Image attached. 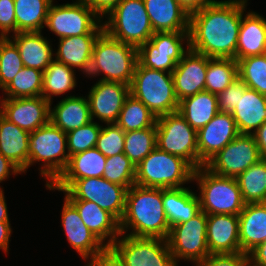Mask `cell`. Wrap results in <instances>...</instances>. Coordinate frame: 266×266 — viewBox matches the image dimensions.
Returning <instances> with one entry per match:
<instances>
[{
  "mask_svg": "<svg viewBox=\"0 0 266 266\" xmlns=\"http://www.w3.org/2000/svg\"><path fill=\"white\" fill-rule=\"evenodd\" d=\"M65 192L67 200L92 201L112 214L119 222L123 218L128 188L103 177L76 180Z\"/></svg>",
  "mask_w": 266,
  "mask_h": 266,
  "instance_id": "cell-12",
  "label": "cell"
},
{
  "mask_svg": "<svg viewBox=\"0 0 266 266\" xmlns=\"http://www.w3.org/2000/svg\"><path fill=\"white\" fill-rule=\"evenodd\" d=\"M29 134L0 114V153L22 173L28 169Z\"/></svg>",
  "mask_w": 266,
  "mask_h": 266,
  "instance_id": "cell-30",
  "label": "cell"
},
{
  "mask_svg": "<svg viewBox=\"0 0 266 266\" xmlns=\"http://www.w3.org/2000/svg\"><path fill=\"white\" fill-rule=\"evenodd\" d=\"M105 157L96 147L70 156L68 165L49 190H67L76 180L103 177Z\"/></svg>",
  "mask_w": 266,
  "mask_h": 266,
  "instance_id": "cell-20",
  "label": "cell"
},
{
  "mask_svg": "<svg viewBox=\"0 0 266 266\" xmlns=\"http://www.w3.org/2000/svg\"><path fill=\"white\" fill-rule=\"evenodd\" d=\"M16 34V16L14 0H0V34L5 38Z\"/></svg>",
  "mask_w": 266,
  "mask_h": 266,
  "instance_id": "cell-49",
  "label": "cell"
},
{
  "mask_svg": "<svg viewBox=\"0 0 266 266\" xmlns=\"http://www.w3.org/2000/svg\"><path fill=\"white\" fill-rule=\"evenodd\" d=\"M247 255L248 266H266V241L256 246Z\"/></svg>",
  "mask_w": 266,
  "mask_h": 266,
  "instance_id": "cell-52",
  "label": "cell"
},
{
  "mask_svg": "<svg viewBox=\"0 0 266 266\" xmlns=\"http://www.w3.org/2000/svg\"><path fill=\"white\" fill-rule=\"evenodd\" d=\"M21 173L22 171L16 165L0 153V183L8 179L9 175Z\"/></svg>",
  "mask_w": 266,
  "mask_h": 266,
  "instance_id": "cell-53",
  "label": "cell"
},
{
  "mask_svg": "<svg viewBox=\"0 0 266 266\" xmlns=\"http://www.w3.org/2000/svg\"><path fill=\"white\" fill-rule=\"evenodd\" d=\"M163 205L170 228L189 221L201 211L196 192L188 187L163 189Z\"/></svg>",
  "mask_w": 266,
  "mask_h": 266,
  "instance_id": "cell-31",
  "label": "cell"
},
{
  "mask_svg": "<svg viewBox=\"0 0 266 266\" xmlns=\"http://www.w3.org/2000/svg\"><path fill=\"white\" fill-rule=\"evenodd\" d=\"M138 62L146 68L170 73L176 67L169 54L159 53L150 41L138 48Z\"/></svg>",
  "mask_w": 266,
  "mask_h": 266,
  "instance_id": "cell-46",
  "label": "cell"
},
{
  "mask_svg": "<svg viewBox=\"0 0 266 266\" xmlns=\"http://www.w3.org/2000/svg\"><path fill=\"white\" fill-rule=\"evenodd\" d=\"M248 0H214L190 13L189 48L210 58H233Z\"/></svg>",
  "mask_w": 266,
  "mask_h": 266,
  "instance_id": "cell-1",
  "label": "cell"
},
{
  "mask_svg": "<svg viewBox=\"0 0 266 266\" xmlns=\"http://www.w3.org/2000/svg\"><path fill=\"white\" fill-rule=\"evenodd\" d=\"M149 41L159 53L169 54V57L177 64L189 50V31L157 32ZM183 43H186L187 49L184 48Z\"/></svg>",
  "mask_w": 266,
  "mask_h": 266,
  "instance_id": "cell-42",
  "label": "cell"
},
{
  "mask_svg": "<svg viewBox=\"0 0 266 266\" xmlns=\"http://www.w3.org/2000/svg\"><path fill=\"white\" fill-rule=\"evenodd\" d=\"M143 1L155 33L189 31L190 14L177 0Z\"/></svg>",
  "mask_w": 266,
  "mask_h": 266,
  "instance_id": "cell-23",
  "label": "cell"
},
{
  "mask_svg": "<svg viewBox=\"0 0 266 266\" xmlns=\"http://www.w3.org/2000/svg\"><path fill=\"white\" fill-rule=\"evenodd\" d=\"M105 18L103 27L109 36L136 48L155 33L143 0H121Z\"/></svg>",
  "mask_w": 266,
  "mask_h": 266,
  "instance_id": "cell-8",
  "label": "cell"
},
{
  "mask_svg": "<svg viewBox=\"0 0 266 266\" xmlns=\"http://www.w3.org/2000/svg\"><path fill=\"white\" fill-rule=\"evenodd\" d=\"M178 112L198 131L219 112L217 94L202 91L186 97L179 101Z\"/></svg>",
  "mask_w": 266,
  "mask_h": 266,
  "instance_id": "cell-32",
  "label": "cell"
},
{
  "mask_svg": "<svg viewBox=\"0 0 266 266\" xmlns=\"http://www.w3.org/2000/svg\"><path fill=\"white\" fill-rule=\"evenodd\" d=\"M0 114L31 133L50 121V102L42 96L0 99Z\"/></svg>",
  "mask_w": 266,
  "mask_h": 266,
  "instance_id": "cell-15",
  "label": "cell"
},
{
  "mask_svg": "<svg viewBox=\"0 0 266 266\" xmlns=\"http://www.w3.org/2000/svg\"><path fill=\"white\" fill-rule=\"evenodd\" d=\"M248 86L239 77L224 91L217 94L218 111L232 113L240 100V95L246 91Z\"/></svg>",
  "mask_w": 266,
  "mask_h": 266,
  "instance_id": "cell-47",
  "label": "cell"
},
{
  "mask_svg": "<svg viewBox=\"0 0 266 266\" xmlns=\"http://www.w3.org/2000/svg\"><path fill=\"white\" fill-rule=\"evenodd\" d=\"M109 248L124 266H178L165 239L121 234Z\"/></svg>",
  "mask_w": 266,
  "mask_h": 266,
  "instance_id": "cell-11",
  "label": "cell"
},
{
  "mask_svg": "<svg viewBox=\"0 0 266 266\" xmlns=\"http://www.w3.org/2000/svg\"><path fill=\"white\" fill-rule=\"evenodd\" d=\"M266 53V19L257 12L242 14L236 61Z\"/></svg>",
  "mask_w": 266,
  "mask_h": 266,
  "instance_id": "cell-24",
  "label": "cell"
},
{
  "mask_svg": "<svg viewBox=\"0 0 266 266\" xmlns=\"http://www.w3.org/2000/svg\"><path fill=\"white\" fill-rule=\"evenodd\" d=\"M194 171L186 160L156 147L137 165L135 184L152 188H179L193 181Z\"/></svg>",
  "mask_w": 266,
  "mask_h": 266,
  "instance_id": "cell-7",
  "label": "cell"
},
{
  "mask_svg": "<svg viewBox=\"0 0 266 266\" xmlns=\"http://www.w3.org/2000/svg\"><path fill=\"white\" fill-rule=\"evenodd\" d=\"M91 121L88 124L72 130L67 134V151L69 156L86 151L96 146L102 126Z\"/></svg>",
  "mask_w": 266,
  "mask_h": 266,
  "instance_id": "cell-44",
  "label": "cell"
},
{
  "mask_svg": "<svg viewBox=\"0 0 266 266\" xmlns=\"http://www.w3.org/2000/svg\"><path fill=\"white\" fill-rule=\"evenodd\" d=\"M178 3L190 14L196 10L202 9L212 3L214 0H177Z\"/></svg>",
  "mask_w": 266,
  "mask_h": 266,
  "instance_id": "cell-56",
  "label": "cell"
},
{
  "mask_svg": "<svg viewBox=\"0 0 266 266\" xmlns=\"http://www.w3.org/2000/svg\"><path fill=\"white\" fill-rule=\"evenodd\" d=\"M194 180L200 190V209L205 214L239 215L245 207L236 178L214 174L201 166L194 171Z\"/></svg>",
  "mask_w": 266,
  "mask_h": 266,
  "instance_id": "cell-5",
  "label": "cell"
},
{
  "mask_svg": "<svg viewBox=\"0 0 266 266\" xmlns=\"http://www.w3.org/2000/svg\"><path fill=\"white\" fill-rule=\"evenodd\" d=\"M101 19L107 16L121 0H82Z\"/></svg>",
  "mask_w": 266,
  "mask_h": 266,
  "instance_id": "cell-51",
  "label": "cell"
},
{
  "mask_svg": "<svg viewBox=\"0 0 266 266\" xmlns=\"http://www.w3.org/2000/svg\"><path fill=\"white\" fill-rule=\"evenodd\" d=\"M167 242L175 261L194 264L210 255L207 244V214L200 211L189 221L170 228Z\"/></svg>",
  "mask_w": 266,
  "mask_h": 266,
  "instance_id": "cell-13",
  "label": "cell"
},
{
  "mask_svg": "<svg viewBox=\"0 0 266 266\" xmlns=\"http://www.w3.org/2000/svg\"><path fill=\"white\" fill-rule=\"evenodd\" d=\"M3 189L0 188V222H10Z\"/></svg>",
  "mask_w": 266,
  "mask_h": 266,
  "instance_id": "cell-57",
  "label": "cell"
},
{
  "mask_svg": "<svg viewBox=\"0 0 266 266\" xmlns=\"http://www.w3.org/2000/svg\"><path fill=\"white\" fill-rule=\"evenodd\" d=\"M102 21L82 0L61 5H53L52 2L45 27L61 39L84 34H101L104 31Z\"/></svg>",
  "mask_w": 266,
  "mask_h": 266,
  "instance_id": "cell-10",
  "label": "cell"
},
{
  "mask_svg": "<svg viewBox=\"0 0 266 266\" xmlns=\"http://www.w3.org/2000/svg\"><path fill=\"white\" fill-rule=\"evenodd\" d=\"M52 2L53 0H14L16 33L41 32L46 25Z\"/></svg>",
  "mask_w": 266,
  "mask_h": 266,
  "instance_id": "cell-33",
  "label": "cell"
},
{
  "mask_svg": "<svg viewBox=\"0 0 266 266\" xmlns=\"http://www.w3.org/2000/svg\"><path fill=\"white\" fill-rule=\"evenodd\" d=\"M24 67L16 44L7 37L0 43V89L3 90Z\"/></svg>",
  "mask_w": 266,
  "mask_h": 266,
  "instance_id": "cell-43",
  "label": "cell"
},
{
  "mask_svg": "<svg viewBox=\"0 0 266 266\" xmlns=\"http://www.w3.org/2000/svg\"><path fill=\"white\" fill-rule=\"evenodd\" d=\"M100 34H84L59 39L55 60L72 69H80L86 76L90 70L93 47Z\"/></svg>",
  "mask_w": 266,
  "mask_h": 266,
  "instance_id": "cell-26",
  "label": "cell"
},
{
  "mask_svg": "<svg viewBox=\"0 0 266 266\" xmlns=\"http://www.w3.org/2000/svg\"><path fill=\"white\" fill-rule=\"evenodd\" d=\"M43 72L36 68L23 67L2 90L6 97L27 98L42 96Z\"/></svg>",
  "mask_w": 266,
  "mask_h": 266,
  "instance_id": "cell-38",
  "label": "cell"
},
{
  "mask_svg": "<svg viewBox=\"0 0 266 266\" xmlns=\"http://www.w3.org/2000/svg\"><path fill=\"white\" fill-rule=\"evenodd\" d=\"M138 63V48L123 43L103 31L95 41L88 77L131 85Z\"/></svg>",
  "mask_w": 266,
  "mask_h": 266,
  "instance_id": "cell-3",
  "label": "cell"
},
{
  "mask_svg": "<svg viewBox=\"0 0 266 266\" xmlns=\"http://www.w3.org/2000/svg\"><path fill=\"white\" fill-rule=\"evenodd\" d=\"M50 103V122L68 133L92 121L88 99L83 96H66L54 108Z\"/></svg>",
  "mask_w": 266,
  "mask_h": 266,
  "instance_id": "cell-28",
  "label": "cell"
},
{
  "mask_svg": "<svg viewBox=\"0 0 266 266\" xmlns=\"http://www.w3.org/2000/svg\"><path fill=\"white\" fill-rule=\"evenodd\" d=\"M92 121L95 118L106 124L116 123L120 111L130 95V85L99 80L88 92Z\"/></svg>",
  "mask_w": 266,
  "mask_h": 266,
  "instance_id": "cell-16",
  "label": "cell"
},
{
  "mask_svg": "<svg viewBox=\"0 0 266 266\" xmlns=\"http://www.w3.org/2000/svg\"><path fill=\"white\" fill-rule=\"evenodd\" d=\"M157 117L133 95H129L120 111L116 124L124 131L142 130L156 124Z\"/></svg>",
  "mask_w": 266,
  "mask_h": 266,
  "instance_id": "cell-37",
  "label": "cell"
},
{
  "mask_svg": "<svg viewBox=\"0 0 266 266\" xmlns=\"http://www.w3.org/2000/svg\"><path fill=\"white\" fill-rule=\"evenodd\" d=\"M238 77L248 88L266 96V53L237 61Z\"/></svg>",
  "mask_w": 266,
  "mask_h": 266,
  "instance_id": "cell-40",
  "label": "cell"
},
{
  "mask_svg": "<svg viewBox=\"0 0 266 266\" xmlns=\"http://www.w3.org/2000/svg\"><path fill=\"white\" fill-rule=\"evenodd\" d=\"M156 140L159 149L181 157L198 169L197 131L178 111L157 118Z\"/></svg>",
  "mask_w": 266,
  "mask_h": 266,
  "instance_id": "cell-9",
  "label": "cell"
},
{
  "mask_svg": "<svg viewBox=\"0 0 266 266\" xmlns=\"http://www.w3.org/2000/svg\"><path fill=\"white\" fill-rule=\"evenodd\" d=\"M157 147L156 124L142 130L125 132L124 154L137 165Z\"/></svg>",
  "mask_w": 266,
  "mask_h": 266,
  "instance_id": "cell-39",
  "label": "cell"
},
{
  "mask_svg": "<svg viewBox=\"0 0 266 266\" xmlns=\"http://www.w3.org/2000/svg\"><path fill=\"white\" fill-rule=\"evenodd\" d=\"M85 266H124L122 261L117 255L110 249L107 248L101 254L92 257Z\"/></svg>",
  "mask_w": 266,
  "mask_h": 266,
  "instance_id": "cell-50",
  "label": "cell"
},
{
  "mask_svg": "<svg viewBox=\"0 0 266 266\" xmlns=\"http://www.w3.org/2000/svg\"><path fill=\"white\" fill-rule=\"evenodd\" d=\"M135 177L136 167L124 153L107 157L104 179L129 189L135 184Z\"/></svg>",
  "mask_w": 266,
  "mask_h": 266,
  "instance_id": "cell-41",
  "label": "cell"
},
{
  "mask_svg": "<svg viewBox=\"0 0 266 266\" xmlns=\"http://www.w3.org/2000/svg\"><path fill=\"white\" fill-rule=\"evenodd\" d=\"M207 244L210 254L241 252L238 215H207Z\"/></svg>",
  "mask_w": 266,
  "mask_h": 266,
  "instance_id": "cell-21",
  "label": "cell"
},
{
  "mask_svg": "<svg viewBox=\"0 0 266 266\" xmlns=\"http://www.w3.org/2000/svg\"><path fill=\"white\" fill-rule=\"evenodd\" d=\"M195 266H248V255L243 252L232 254H210Z\"/></svg>",
  "mask_w": 266,
  "mask_h": 266,
  "instance_id": "cell-48",
  "label": "cell"
},
{
  "mask_svg": "<svg viewBox=\"0 0 266 266\" xmlns=\"http://www.w3.org/2000/svg\"><path fill=\"white\" fill-rule=\"evenodd\" d=\"M238 78V63L233 58H210L206 70L205 91L218 94Z\"/></svg>",
  "mask_w": 266,
  "mask_h": 266,
  "instance_id": "cell-36",
  "label": "cell"
},
{
  "mask_svg": "<svg viewBox=\"0 0 266 266\" xmlns=\"http://www.w3.org/2000/svg\"><path fill=\"white\" fill-rule=\"evenodd\" d=\"M4 39H5V37H4L2 34H0V43H1Z\"/></svg>",
  "mask_w": 266,
  "mask_h": 266,
  "instance_id": "cell-58",
  "label": "cell"
},
{
  "mask_svg": "<svg viewBox=\"0 0 266 266\" xmlns=\"http://www.w3.org/2000/svg\"><path fill=\"white\" fill-rule=\"evenodd\" d=\"M252 135L254 136L255 142L259 148L261 158L266 160V122Z\"/></svg>",
  "mask_w": 266,
  "mask_h": 266,
  "instance_id": "cell-54",
  "label": "cell"
},
{
  "mask_svg": "<svg viewBox=\"0 0 266 266\" xmlns=\"http://www.w3.org/2000/svg\"><path fill=\"white\" fill-rule=\"evenodd\" d=\"M12 233L10 222H0V249L4 252H8L9 241Z\"/></svg>",
  "mask_w": 266,
  "mask_h": 266,
  "instance_id": "cell-55",
  "label": "cell"
},
{
  "mask_svg": "<svg viewBox=\"0 0 266 266\" xmlns=\"http://www.w3.org/2000/svg\"><path fill=\"white\" fill-rule=\"evenodd\" d=\"M131 230L128 233V230ZM121 234L167 240L170 226L163 205V188L134 184L126 195V206L120 221ZM126 231L128 234H126Z\"/></svg>",
  "mask_w": 266,
  "mask_h": 266,
  "instance_id": "cell-2",
  "label": "cell"
},
{
  "mask_svg": "<svg viewBox=\"0 0 266 266\" xmlns=\"http://www.w3.org/2000/svg\"><path fill=\"white\" fill-rule=\"evenodd\" d=\"M238 217L240 250L248 254L266 241V202L246 204Z\"/></svg>",
  "mask_w": 266,
  "mask_h": 266,
  "instance_id": "cell-25",
  "label": "cell"
},
{
  "mask_svg": "<svg viewBox=\"0 0 266 266\" xmlns=\"http://www.w3.org/2000/svg\"><path fill=\"white\" fill-rule=\"evenodd\" d=\"M86 227L109 248L121 235L120 222L92 201L68 200ZM107 240V241H106ZM106 241V242H105Z\"/></svg>",
  "mask_w": 266,
  "mask_h": 266,
  "instance_id": "cell-22",
  "label": "cell"
},
{
  "mask_svg": "<svg viewBox=\"0 0 266 266\" xmlns=\"http://www.w3.org/2000/svg\"><path fill=\"white\" fill-rule=\"evenodd\" d=\"M76 70L55 59L43 72L42 97L52 104V97L65 94L77 86Z\"/></svg>",
  "mask_w": 266,
  "mask_h": 266,
  "instance_id": "cell-34",
  "label": "cell"
},
{
  "mask_svg": "<svg viewBox=\"0 0 266 266\" xmlns=\"http://www.w3.org/2000/svg\"><path fill=\"white\" fill-rule=\"evenodd\" d=\"M10 38L18 47L24 67L44 72L55 59L50 41L42 35V31L19 32Z\"/></svg>",
  "mask_w": 266,
  "mask_h": 266,
  "instance_id": "cell-27",
  "label": "cell"
},
{
  "mask_svg": "<svg viewBox=\"0 0 266 266\" xmlns=\"http://www.w3.org/2000/svg\"><path fill=\"white\" fill-rule=\"evenodd\" d=\"M236 179L246 204L266 202V160L261 159Z\"/></svg>",
  "mask_w": 266,
  "mask_h": 266,
  "instance_id": "cell-35",
  "label": "cell"
},
{
  "mask_svg": "<svg viewBox=\"0 0 266 266\" xmlns=\"http://www.w3.org/2000/svg\"><path fill=\"white\" fill-rule=\"evenodd\" d=\"M130 94L147 106L158 118L178 111L172 73L153 70L137 63Z\"/></svg>",
  "mask_w": 266,
  "mask_h": 266,
  "instance_id": "cell-6",
  "label": "cell"
},
{
  "mask_svg": "<svg viewBox=\"0 0 266 266\" xmlns=\"http://www.w3.org/2000/svg\"><path fill=\"white\" fill-rule=\"evenodd\" d=\"M261 159L254 136L239 134L204 166L214 174L237 178Z\"/></svg>",
  "mask_w": 266,
  "mask_h": 266,
  "instance_id": "cell-14",
  "label": "cell"
},
{
  "mask_svg": "<svg viewBox=\"0 0 266 266\" xmlns=\"http://www.w3.org/2000/svg\"><path fill=\"white\" fill-rule=\"evenodd\" d=\"M231 114L240 134H253L266 122V96L247 88Z\"/></svg>",
  "mask_w": 266,
  "mask_h": 266,
  "instance_id": "cell-29",
  "label": "cell"
},
{
  "mask_svg": "<svg viewBox=\"0 0 266 266\" xmlns=\"http://www.w3.org/2000/svg\"><path fill=\"white\" fill-rule=\"evenodd\" d=\"M208 57L189 50L172 71L175 93L178 101L205 91Z\"/></svg>",
  "mask_w": 266,
  "mask_h": 266,
  "instance_id": "cell-19",
  "label": "cell"
},
{
  "mask_svg": "<svg viewBox=\"0 0 266 266\" xmlns=\"http://www.w3.org/2000/svg\"><path fill=\"white\" fill-rule=\"evenodd\" d=\"M231 113L218 112L203 128L197 131L198 168L239 135Z\"/></svg>",
  "mask_w": 266,
  "mask_h": 266,
  "instance_id": "cell-17",
  "label": "cell"
},
{
  "mask_svg": "<svg viewBox=\"0 0 266 266\" xmlns=\"http://www.w3.org/2000/svg\"><path fill=\"white\" fill-rule=\"evenodd\" d=\"M125 132L116 124L102 126L96 142V148L105 156L110 157L124 152Z\"/></svg>",
  "mask_w": 266,
  "mask_h": 266,
  "instance_id": "cell-45",
  "label": "cell"
},
{
  "mask_svg": "<svg viewBox=\"0 0 266 266\" xmlns=\"http://www.w3.org/2000/svg\"><path fill=\"white\" fill-rule=\"evenodd\" d=\"M61 225L71 247L83 260H88L107 249L83 223L77 209L64 197Z\"/></svg>",
  "mask_w": 266,
  "mask_h": 266,
  "instance_id": "cell-18",
  "label": "cell"
},
{
  "mask_svg": "<svg viewBox=\"0 0 266 266\" xmlns=\"http://www.w3.org/2000/svg\"><path fill=\"white\" fill-rule=\"evenodd\" d=\"M66 149L67 134L50 121L29 134L28 168L44 163L39 171L45 186H51L66 169L70 159Z\"/></svg>",
  "mask_w": 266,
  "mask_h": 266,
  "instance_id": "cell-4",
  "label": "cell"
}]
</instances>
